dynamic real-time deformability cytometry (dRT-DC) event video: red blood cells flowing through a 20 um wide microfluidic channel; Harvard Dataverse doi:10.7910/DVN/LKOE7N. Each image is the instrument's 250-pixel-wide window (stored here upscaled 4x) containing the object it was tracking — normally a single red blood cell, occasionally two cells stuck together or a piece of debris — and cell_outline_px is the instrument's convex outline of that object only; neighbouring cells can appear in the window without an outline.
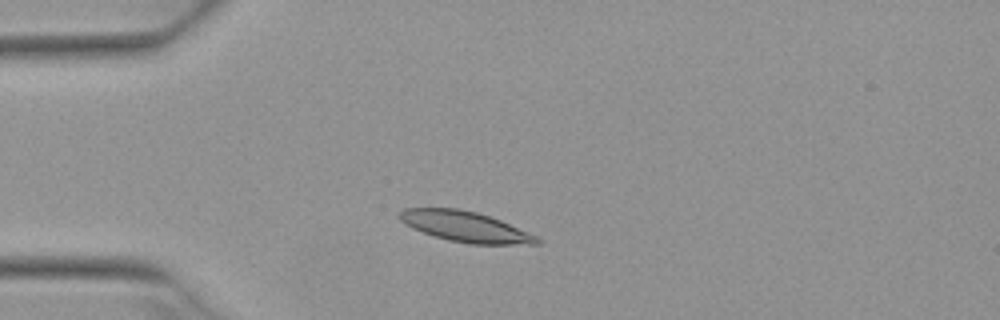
{"species": "Egyptian fruit bat (a non-hibernating species)", "species_latin": "Rousettus aegyptiacus", "temperature_condition": "warm", "stored_images_in_passage": 5, "camera_frame_rate_fps": 3000, "um_per_image_px": 0.085, "animal": {"sex": "female"}, "frame": {"image": 1, "passage_image": 3, "time_ms": 0.667, "image_size_px": [1000, 320], "cell_outline_px": [[540, 244], [472, 244], [448, 240], [412, 228], [404, 224], [396, 216], [404, 208], [460, 208], [476, 212], [500, 220], [528, 232], [536, 236], [540, 240]], "centroid_in_image_um": [39.51, 19.25], "position_along_channel_um": 45.5, "area_um2": 24.22}}
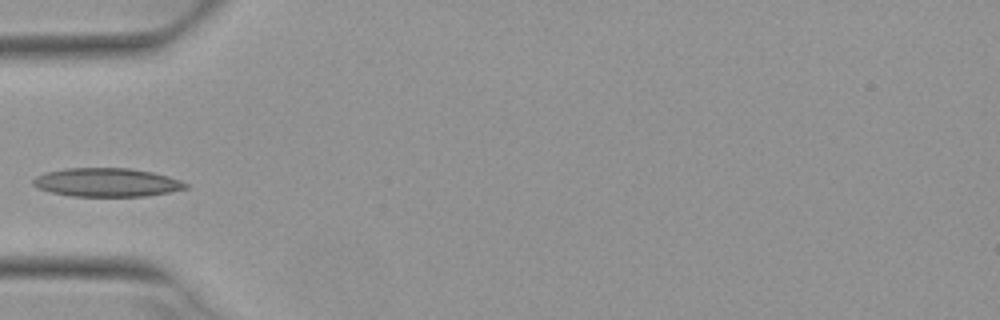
{"frame": {"image": 2, "passage_image": 4, "time_ms": 1.0, "image_size_px": [1000, 320], "cell_outline_px": [[188, 188], [148, 196], [72, 196], [52, 192], [40, 188], [32, 184], [32, 180], [36, 176], [48, 172], [64, 168], [128, 168], [152, 172], [168, 176], [180, 180], [188, 184]], "centroid_in_image_um": [9.1, 15.5], "position_along_channel_um": 75.9, "area_um2": 25.26}}
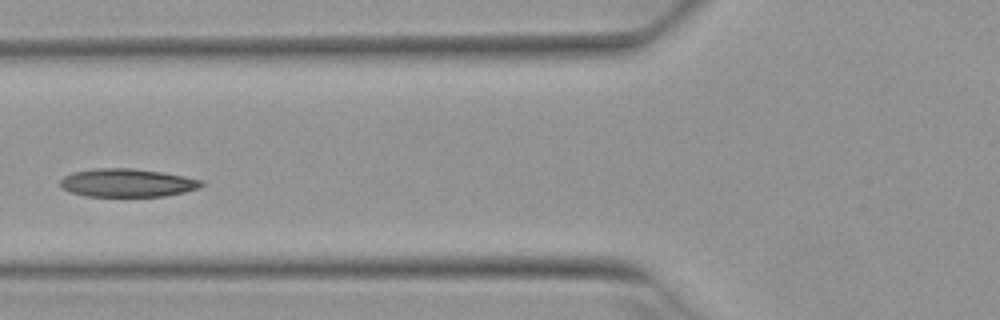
{"frame": {"image": 3, "passage_image": 5, "time_ms": 1.333, "image_size_px": [1000, 320], "cell_outline_px": [[204, 184], [196, 188], [184, 192], [164, 196], [84, 196], [68, 192], [60, 188], [60, 180], [64, 176], [72, 172], [96, 168], [132, 168], [160, 172], [184, 176], [204, 180]], "centroid_in_image_um": [10.76, 15.54], "position_along_channel_um": 115.0, "area_um2": 23.29}}